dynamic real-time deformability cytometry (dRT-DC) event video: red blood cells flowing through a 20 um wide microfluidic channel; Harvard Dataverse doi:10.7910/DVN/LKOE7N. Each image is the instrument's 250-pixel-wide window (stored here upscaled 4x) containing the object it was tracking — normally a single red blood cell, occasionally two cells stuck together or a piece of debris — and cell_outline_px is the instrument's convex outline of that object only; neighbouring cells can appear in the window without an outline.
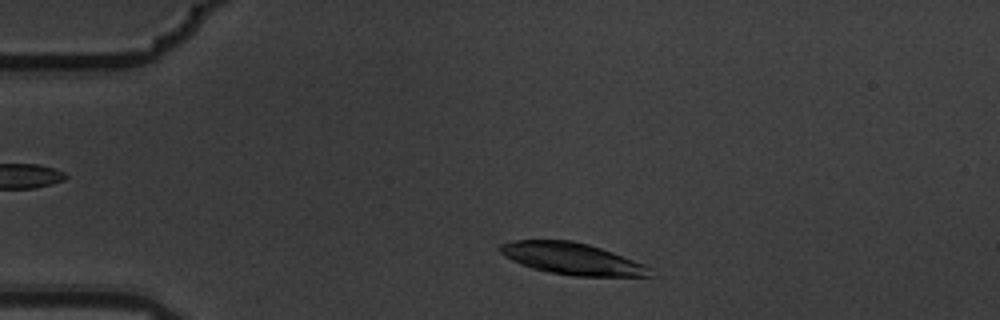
{"species": "common noctule bat (a hibernating species)", "species_latin": "Nyctalus noctula", "temperature_condition": "warm", "stored_images_in_passage": 6, "camera_frame_rate_fps": 3000, "um_per_image_px": 0.085, "animal": {"sex": "male", "body_mass_g": 19.5, "forearm_length_mm": 54.6}, "frame": {"image": 1, "passage_image": 6, "time_ms": 1.667, "image_size_px": [1000, 320], "cell_outline_px": [[652, 276], [576, 276], [548, 272], [532, 268], [520, 264], [504, 256], [496, 248], [500, 244], [516, 240], [572, 240], [588, 244], [612, 252], [644, 264], [652, 268]], "centroid_in_image_um": [48.6, 21.99], "position_along_channel_um": 36.4, "area_um2": 27.69}}